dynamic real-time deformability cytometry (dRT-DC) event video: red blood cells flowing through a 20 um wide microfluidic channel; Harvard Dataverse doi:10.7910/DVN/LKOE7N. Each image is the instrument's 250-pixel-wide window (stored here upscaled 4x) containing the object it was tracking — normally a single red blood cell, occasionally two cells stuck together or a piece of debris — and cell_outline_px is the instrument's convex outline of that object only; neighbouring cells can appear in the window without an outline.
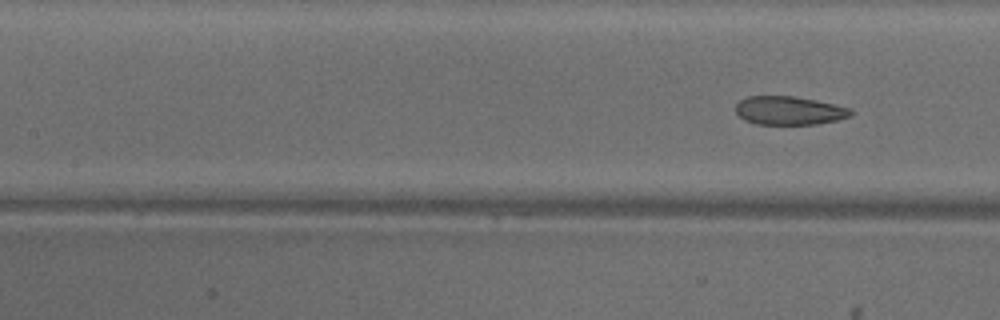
{"species": "common noctule bat (a hibernating species)", "species_latin": "Nyctalus noctula", "temperature_condition": "warm", "stored_images_in_passage": 20, "camera_frame_rate_fps": 3000, "um_per_image_px": 0.085, "animal": {"sex": "male", "body_mass_g": 18.8}, "frame": {"image": 1, "passage_image": 20, "time_ms": 6.333, "image_size_px": [1000, 320], "cell_outline_px": [[852, 116], [836, 120], [816, 124], [756, 124], [744, 120], [736, 112], [736, 104], [740, 100], [748, 96], [792, 96], [816, 100], [852, 108]], "centroid_in_image_um": [67.09, 9.39], "position_along_channel_um": 140.3, "area_um2": 19.13}}